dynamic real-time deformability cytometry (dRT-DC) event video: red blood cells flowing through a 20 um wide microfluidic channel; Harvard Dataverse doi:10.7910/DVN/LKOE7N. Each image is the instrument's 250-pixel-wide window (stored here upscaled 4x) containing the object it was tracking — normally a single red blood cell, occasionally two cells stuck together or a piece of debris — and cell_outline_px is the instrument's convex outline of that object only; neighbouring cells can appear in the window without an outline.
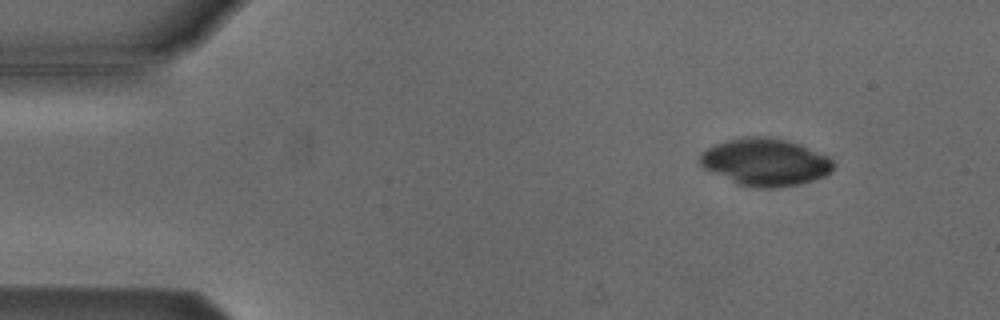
{"species": "Egyptian fruit bat (a non-hibernating species)", "species_latin": "Rousettus aegyptiacus", "temperature_condition": "cold", "stored_images_in_passage": 48, "camera_frame_rate_fps": 3000, "um_per_image_px": 0.085, "animal": {"sex": "male"}, "frame": {"image": 1, "passage_image": 1, "time_ms": 0.0, "image_size_px": [1000, 320], "cell_outline_px": [[836, 164], [832, 172], [824, 176], [800, 184], [780, 188], [752, 188], [736, 184], [696, 164], [696, 160], [700, 152], [724, 140], [744, 136], [764, 136], [784, 140], [800, 144], [828, 156]], "centroid_in_image_um": [65.01, 13.79], "position_along_channel_um": 20.0, "area_um2": 37.45}}
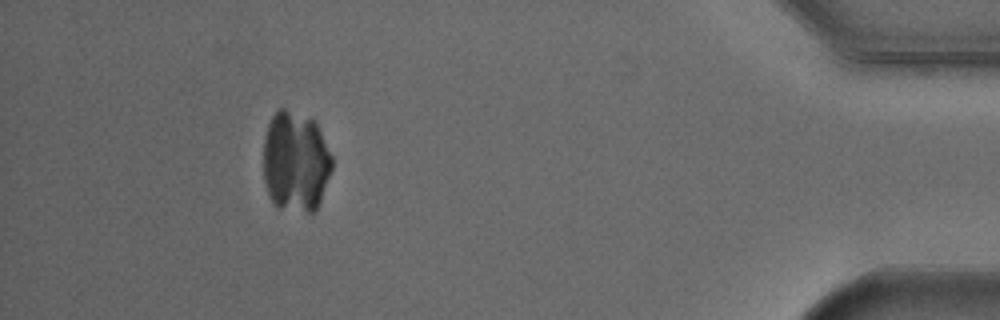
{"frame": {"image": 2, "passage_image": 43, "time_ms": 14.0, "image_size_px": [1000, 320], "cell_outline_px": [[332, 168], [320, 204], [312, 216], [276, 208], [272, 204], [264, 180], [264, 140], [268, 124], [272, 116], [280, 108], [284, 108], [312, 116], [316, 120], [332, 156]], "centroid_in_image_um": [25.15, 13.78], "position_along_channel_um": 410.1, "area_um2": 41.56}}